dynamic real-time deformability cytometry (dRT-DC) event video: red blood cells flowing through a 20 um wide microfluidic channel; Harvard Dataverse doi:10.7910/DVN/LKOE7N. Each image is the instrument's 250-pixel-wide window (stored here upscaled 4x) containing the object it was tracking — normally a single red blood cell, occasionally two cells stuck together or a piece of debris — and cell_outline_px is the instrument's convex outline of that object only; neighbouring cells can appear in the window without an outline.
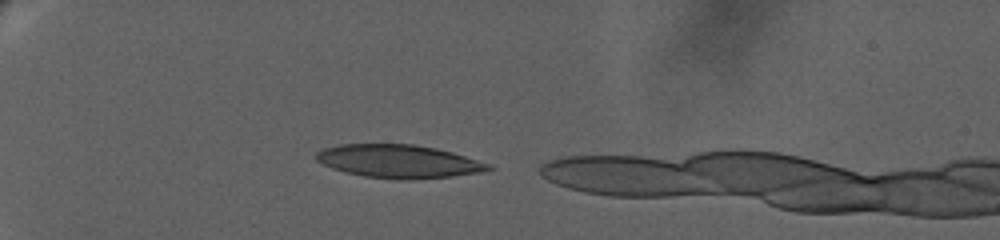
{"species": "human", "species_latin": "Homo sapiens", "temperature_condition": "warm", "stored_images_in_passage": 12, "camera_frame_rate_fps": 3000, "um_per_image_px": 0.085, "donor": {"sex": "female"}, "frame": {"image": 1, "passage_image": 4, "time_ms": 1.0, "image_size_px": [1000, 240], "cell_outline_px": [[496, 168], [484, 172], [452, 176], [412, 180], [400, 180], [364, 176], [332, 168], [316, 160], [316, 152], [320, 148], [340, 144], [412, 144], [436, 148], [452, 152], [492, 164]], "centroid_in_image_um": [33.93, 13.71], "position_along_channel_um": 51.1, "area_um2": 33.58}}
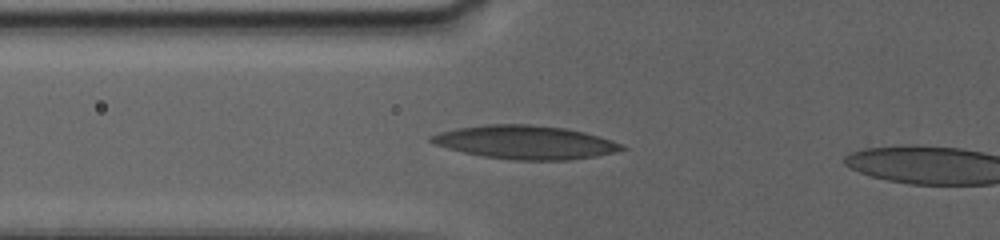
{"frame": {"image": 2, "passage_image": 9, "time_ms": 3.333, "image_size_px": [1000, 240], "cell_outline_px": [[628, 148], [616, 152], [596, 156], [568, 160], [512, 160], [484, 156], [464, 152], [448, 148], [436, 144], [428, 140], [428, 136], [440, 132], [456, 128], [488, 124], [532, 124], [564, 128], [584, 132], [600, 136], [612, 140]], "centroid_in_image_um": [44.67, 12.09], "position_along_channel_um": 81.1, "area_um2": 37.17}}
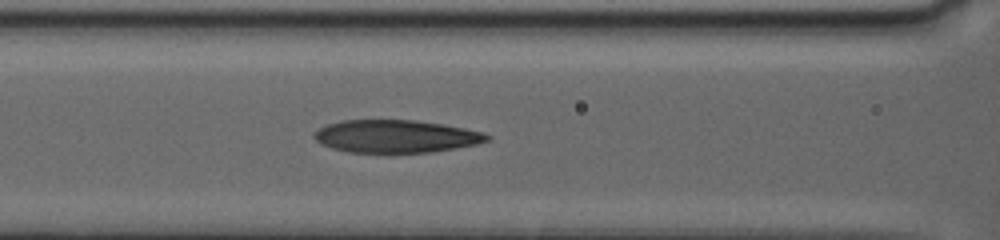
{"frame": {"image": 3, "passage_image": 12, "time_ms": 5.0, "image_size_px": [1000, 240], "cell_outline_px": [[492, 136], [488, 140], [476, 144], [456, 148], [432, 152], [392, 156], [348, 152], [332, 148], [320, 144], [312, 136], [320, 128], [328, 124], [340, 120], [412, 120], [444, 124], [484, 132]], "centroid_in_image_um": [33.64, 11.63], "position_along_channel_um": 133.0, "area_um2": 34.1}}